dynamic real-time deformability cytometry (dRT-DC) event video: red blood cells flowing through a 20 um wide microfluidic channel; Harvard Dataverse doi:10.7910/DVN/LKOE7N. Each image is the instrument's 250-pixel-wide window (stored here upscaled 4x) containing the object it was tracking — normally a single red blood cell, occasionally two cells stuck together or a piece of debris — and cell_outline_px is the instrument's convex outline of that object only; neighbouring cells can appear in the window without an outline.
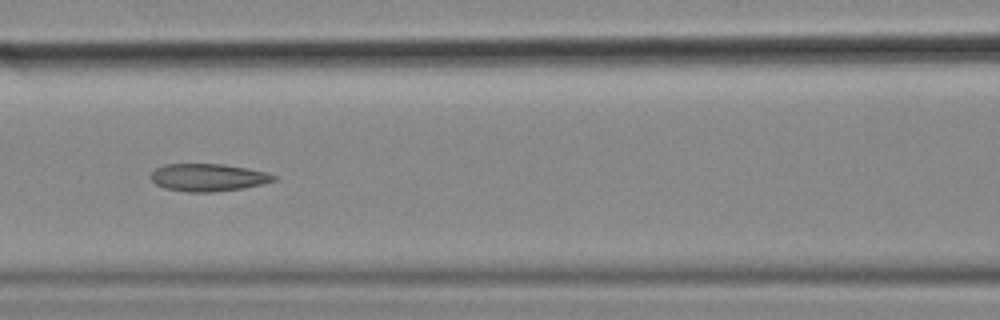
{"species": "common noctule bat (a hibernating species)", "species_latin": "Nyctalus noctula", "temperature_condition": "cold", "stored_images_in_passage": 43, "camera_frame_rate_fps": 3000, "um_per_image_px": 0.085, "animal": {"sex": "female", "body_mass_g": 18.4}, "frame": {"image": 1, "passage_image": 19, "time_ms": 6.0, "image_size_px": [1000, 320], "cell_outline_px": [[276, 180], [244, 188], [212, 192], [188, 192], [164, 188], [156, 184], [152, 180], [152, 172], [156, 168], [164, 164], [224, 164], [248, 168], [264, 172], [276, 176]], "centroid_in_image_um": [17.67, 15.08], "position_along_channel_um": 148.9, "area_um2": 19.59}, "authors_computed_cell_mechanics": {"area_um2": 20.23, "velocity_mm_per_s": 3.5933, "shape_relaxation_time_tau1_ms": null, "shape_relaxation_time_tau2_ms": 3.2147, "deformation_change_tau1": null, "deformation_change_tau2": 0.1248}}